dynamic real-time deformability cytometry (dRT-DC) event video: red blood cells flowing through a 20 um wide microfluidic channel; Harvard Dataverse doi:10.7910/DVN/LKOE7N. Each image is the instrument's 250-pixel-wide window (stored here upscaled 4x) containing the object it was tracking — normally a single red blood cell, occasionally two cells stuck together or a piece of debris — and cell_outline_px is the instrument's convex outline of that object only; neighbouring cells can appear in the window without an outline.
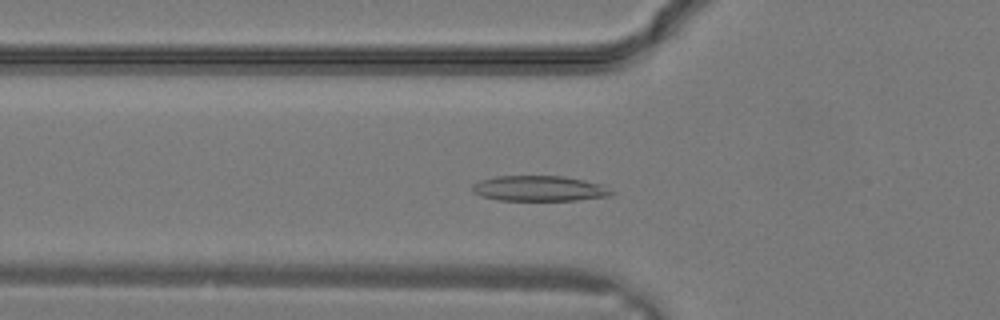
{"species": "common noctule bat (a hibernating species)", "species_latin": "Nyctalus noctula", "temperature_condition": "warm", "stored_images_in_passage": 29, "camera_frame_rate_fps": 3000, "um_per_image_px": 0.085, "animal": {"sex": "male", "body_mass_g": 19.2, "forearm_length_mm": 51.8}, "frame": {"image": 1, "passage_image": 9, "time_ms": 2.667, "image_size_px": [1000, 320], "cell_outline_px": [[616, 192], [612, 196], [576, 200], [500, 200], [480, 196], [472, 192], [472, 184], [480, 180], [496, 176], [564, 176], [584, 180], [600, 184]], "centroid_in_image_um": [45.84, 16.02], "position_along_channel_um": 80.0, "area_um2": 20.69}}
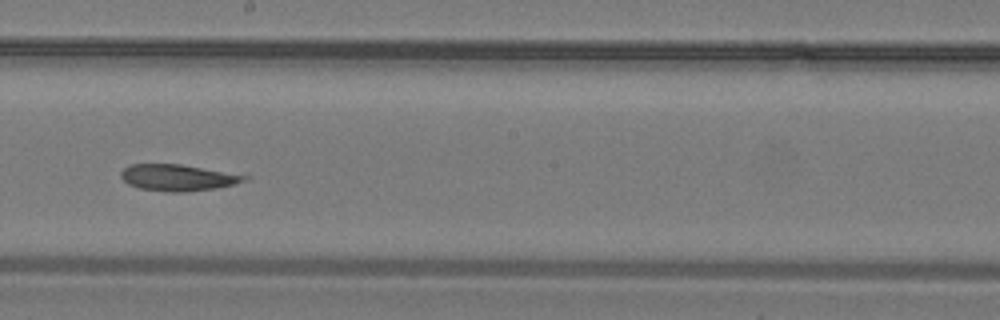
{"frame": {"image": 2, "passage_image": 16, "time_ms": 5.0, "image_size_px": [1000, 320], "cell_outline_px": [[252, 176], [248, 180], [216, 188], [188, 192], [168, 192], [140, 188], [128, 184], [120, 176], [120, 172], [128, 164], [180, 164]], "centroid_in_image_um": [15.12, 15.09], "position_along_channel_um": 233.1, "area_um2": 19.07}}
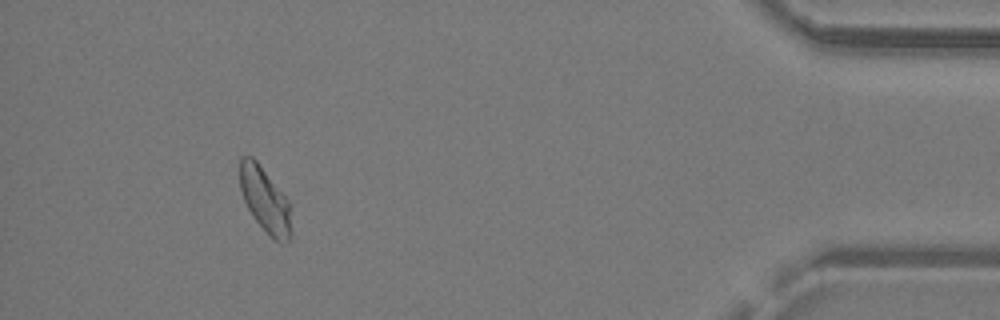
{"frame": {"image": 3, "passage_image": 27, "time_ms": 8.667, "image_size_px": [1000, 320], "cell_outline_px": [[292, 236], [288, 240], [280, 244], [252, 216], [244, 200], [240, 188], [240, 156], [252, 156], [256, 160], [284, 196], [288, 204], [292, 232]], "centroid_in_image_um": [22.51, 16.99], "position_along_channel_um": 412.7, "area_um2": 18.84}}